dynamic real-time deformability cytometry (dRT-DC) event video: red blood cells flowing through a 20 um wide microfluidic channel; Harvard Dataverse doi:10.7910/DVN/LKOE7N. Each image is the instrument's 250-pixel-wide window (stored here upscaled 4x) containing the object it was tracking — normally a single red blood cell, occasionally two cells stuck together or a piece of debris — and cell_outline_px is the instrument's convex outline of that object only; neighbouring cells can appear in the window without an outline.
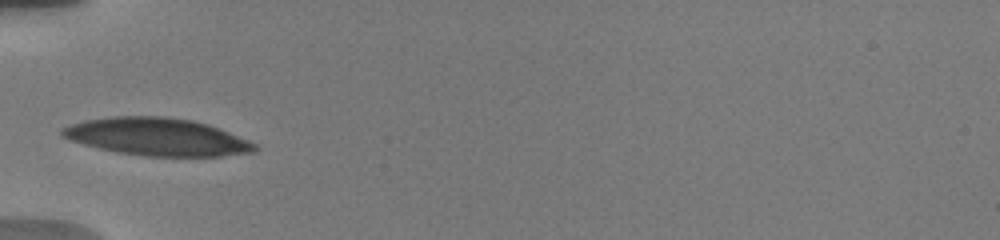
{"species": "human", "species_latin": "Homo sapiens", "temperature_condition": "warm", "stored_images_in_passage": 20, "camera_frame_rate_fps": 3000, "um_per_image_px": 0.085, "donor": {"sex": "male"}, "frame": {"image": 1, "passage_image": 1, "time_ms": 0.0, "image_size_px": [1000, 240], "cell_outline_px": [[260, 148], [256, 152], [220, 156], [148, 156], [116, 152], [68, 140], [60, 136], [60, 128], [84, 120], [112, 116], [164, 116], [192, 120], [208, 124], [220, 128], [248, 140], [256, 144]], "centroid_in_image_um": [13.35, 11.63], "position_along_channel_um": 71.6, "area_um2": 42.37}}
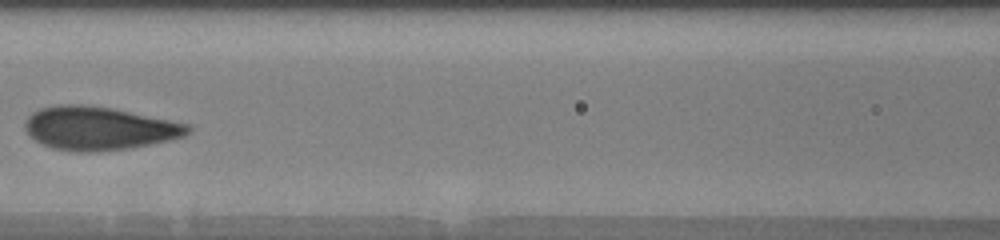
{"frame": {"image": 2, "passage_image": 5, "time_ms": 2.333, "image_size_px": [1000, 240], "cell_outline_px": [[192, 128], [184, 136], [168, 140], [128, 148], [96, 152], [76, 152], [52, 148], [28, 136], [24, 128], [24, 124], [28, 116], [32, 112], [40, 108], [56, 104], [88, 104], [112, 108], [192, 124]], "centroid_in_image_um": [8.39, 10.89], "position_along_channel_um": 158.2, "area_um2": 41.44}}
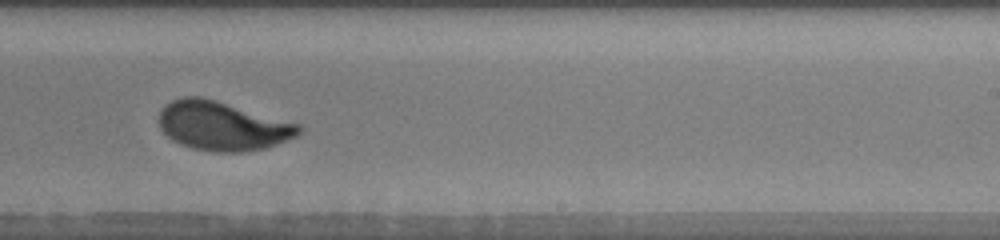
{"frame": {"image": 3, "passage_image": 8, "time_ms": 5.333, "image_size_px": [1000, 240], "cell_outline_px": [[304, 128], [296, 136], [288, 140], [268, 148], [240, 152], [212, 152], [192, 148], [180, 144], [172, 140], [160, 128], [160, 108], [164, 104], [172, 100], [184, 96], [200, 96], [216, 100], [300, 124]], "centroid_in_image_um": [18.91, 10.71], "position_along_channel_um": 270.1, "area_um2": 40.17}, "authors_computed_cell_mechanics": {"area_um2": 39.1595, "velocity_mm_per_s": 3.754, "shape_relaxation_time_tau1_ms": 2.5998, "shape_relaxation_time_tau2_ms": null, "deformation_change_tau1": 0.1677, "deformation_change_tau2": null}}